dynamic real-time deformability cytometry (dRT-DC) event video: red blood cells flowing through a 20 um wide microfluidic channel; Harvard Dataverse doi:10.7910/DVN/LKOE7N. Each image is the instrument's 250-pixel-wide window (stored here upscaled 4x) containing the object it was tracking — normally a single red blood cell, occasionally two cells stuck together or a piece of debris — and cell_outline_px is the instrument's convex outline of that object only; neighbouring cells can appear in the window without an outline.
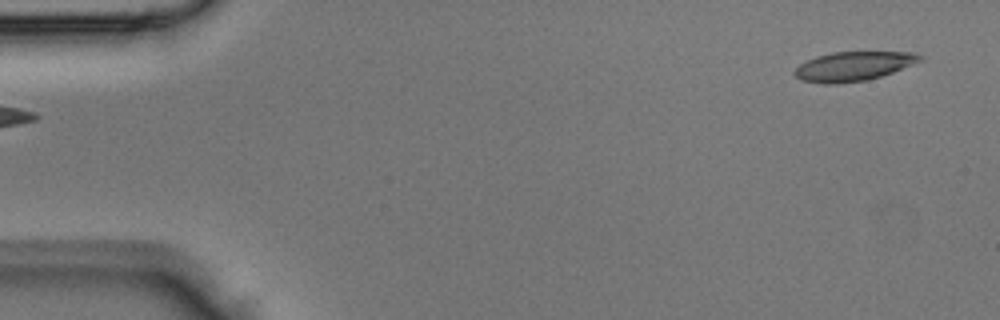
{"species": "Egyptian fruit bat (a non-hibernating species)", "species_latin": "Rousettus aegyptiacus", "temperature_condition": "room temperature", "stored_images_in_passage": 3, "segment_of_instrument_passage": [2, 2], "camera_frame_rate_fps": 3000, "um_per_image_px": 0.085, "animal": {"sex": "male"}, "frame": {"image": 1, "passage_image": 3, "time_ms": 0.667, "image_size_px": [1000, 320], "cell_outline_px": [[924, 60], [892, 72], [868, 80], [832, 84], [824, 84], [800, 80], [792, 72], [800, 64], [816, 56], [832, 52], [916, 52], [924, 56]], "centroid_in_image_um": [72.55, 5.63], "position_along_channel_um": 12.4, "area_um2": 21.44}}